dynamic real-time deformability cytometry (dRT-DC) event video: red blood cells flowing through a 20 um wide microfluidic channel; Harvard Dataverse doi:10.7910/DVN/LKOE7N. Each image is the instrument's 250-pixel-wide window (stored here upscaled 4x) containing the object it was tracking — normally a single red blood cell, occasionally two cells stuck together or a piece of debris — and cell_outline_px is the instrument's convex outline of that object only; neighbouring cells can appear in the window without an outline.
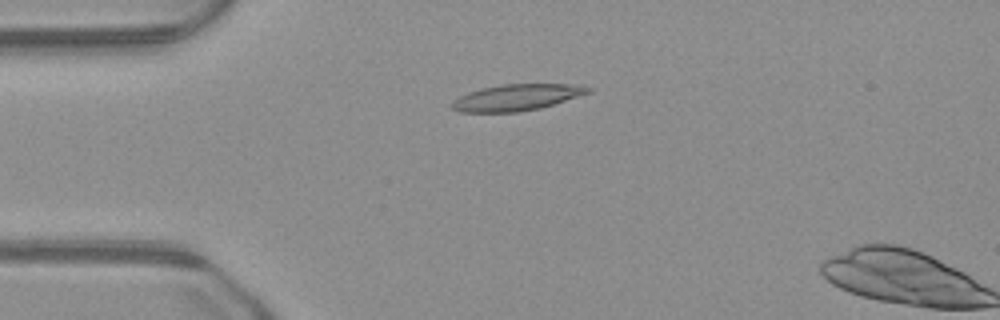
{"species": "common noctule bat (a hibernating species)", "species_latin": "Nyctalus noctula", "temperature_condition": "warm", "stored_images_in_passage": 12, "camera_frame_rate_fps": 3000, "um_per_image_px": 0.085, "animal": {"sex": "male", "body_mass_g": 23.1, "forearm_length_mm": 52.7}, "frame": {"image": 1, "passage_image": 12, "time_ms": 3.667, "image_size_px": [1000, 320], "cell_outline_px": [[592, 92], [540, 108], [516, 112], [460, 112], [452, 108], [448, 104], [452, 100], [468, 92], [484, 88], [504, 84], [568, 84], [592, 88]], "centroid_in_image_um": [43.87, 8.29], "position_along_channel_um": 41.1, "area_um2": 20.75}}